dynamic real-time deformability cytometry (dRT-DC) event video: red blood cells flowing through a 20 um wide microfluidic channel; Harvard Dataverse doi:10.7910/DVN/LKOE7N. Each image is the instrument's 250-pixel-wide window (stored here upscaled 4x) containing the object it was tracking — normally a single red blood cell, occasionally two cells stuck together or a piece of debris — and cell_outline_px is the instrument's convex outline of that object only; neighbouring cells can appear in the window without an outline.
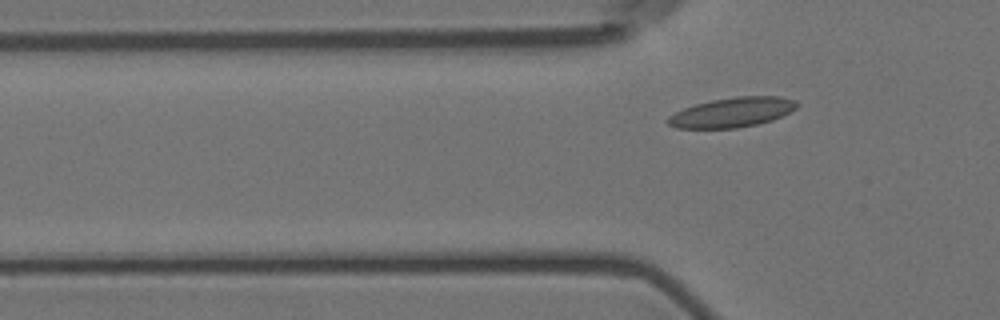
{"species": "Egyptian fruit bat (a non-hibernating species)", "species_latin": "Rousettus aegyptiacus", "temperature_condition": "room temperature", "stored_images_in_passage": 6, "camera_frame_rate_fps": 3000, "um_per_image_px": 0.085, "animal": {"sex": "female"}, "frame": {"image": 1, "passage_image": 6, "time_ms": 7.0, "image_size_px": [1000, 320], "cell_outline_px": [[800, 104], [796, 108], [772, 120], [756, 124], [736, 128], [676, 128], [668, 124], [664, 120], [668, 116], [684, 108], [696, 104], [712, 100], [736, 96], [780, 96], [796, 100]], "centroid_in_image_um": [62.22, 9.54], "position_along_channel_um": 63.6, "area_um2": 22.31}}